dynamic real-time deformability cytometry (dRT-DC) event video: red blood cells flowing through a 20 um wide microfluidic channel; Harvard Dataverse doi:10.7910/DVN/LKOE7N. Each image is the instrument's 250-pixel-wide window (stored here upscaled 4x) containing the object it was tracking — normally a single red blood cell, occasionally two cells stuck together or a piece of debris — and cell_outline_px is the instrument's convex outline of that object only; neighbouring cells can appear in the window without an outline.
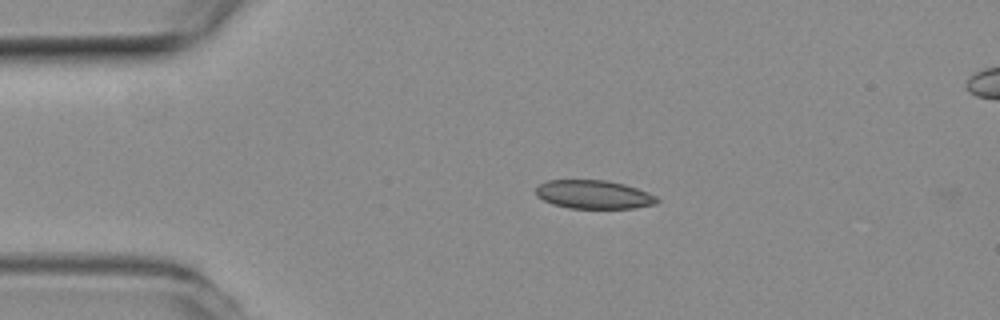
{"species": "common noctule bat (a hibernating species)", "species_latin": "Nyctalus noctula", "temperature_condition": "room temperature", "stored_images_in_passage": 4, "camera_frame_rate_fps": 3000, "um_per_image_px": 0.085, "animal": {"sex": "female", "body_mass_g": 19.3, "forearm_length_mm": 54.1}, "frame": {"image": 1, "passage_image": 3, "time_ms": 0.667, "image_size_px": [1000, 320], "cell_outline_px": [[660, 200], [656, 204], [636, 208], [568, 208], [552, 204], [536, 196], [536, 188], [540, 184], [548, 180], [608, 180], [624, 184], [648, 192], [656, 196]], "centroid_in_image_um": [50.48, 16.53], "position_along_channel_um": 34.5, "area_um2": 20.23}}